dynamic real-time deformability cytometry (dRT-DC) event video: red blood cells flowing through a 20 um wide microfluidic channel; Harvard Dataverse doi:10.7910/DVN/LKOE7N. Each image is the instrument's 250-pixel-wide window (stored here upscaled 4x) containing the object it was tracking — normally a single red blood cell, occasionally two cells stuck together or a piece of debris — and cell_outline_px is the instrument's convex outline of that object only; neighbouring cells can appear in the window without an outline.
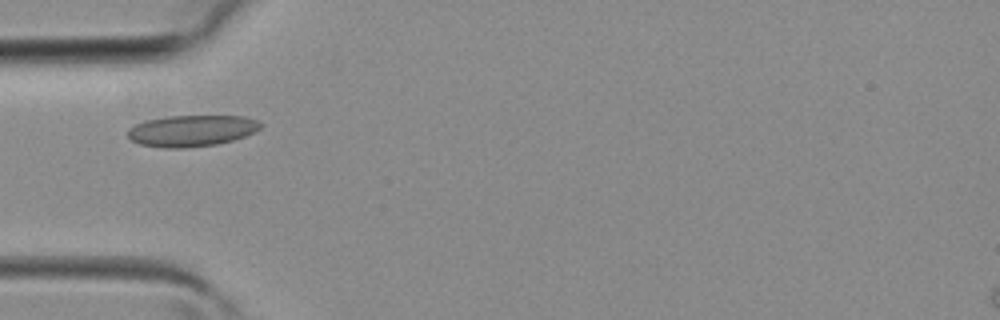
{"species": "common noctule bat (a hibernating species)", "species_latin": "Nyctalus noctula", "temperature_condition": "room temperature", "stored_images_in_passage": 27, "camera_frame_rate_fps": 3000, "um_per_image_px": 0.085, "animal": {"sex": "female", "body_mass_g": 19.3, "forearm_length_mm": 54.1}, "frame": {"image": 1, "passage_image": 2, "time_ms": 0.333, "image_size_px": [1000, 320], "cell_outline_px": [[264, 124], [260, 128], [244, 136], [232, 140], [216, 144], [184, 148], [164, 148], [140, 144], [132, 140], [128, 136], [128, 128], [136, 124], [148, 120], [168, 116], [244, 116], [256, 120]], "centroid_in_image_um": [16.29, 11.11], "position_along_channel_um": 68.7, "area_um2": 24.04}}
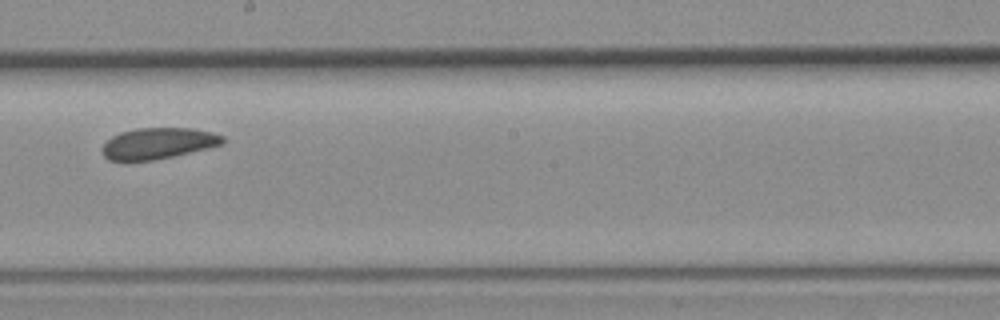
{"frame": {"image": 2, "passage_image": 12, "time_ms": 3.667, "image_size_px": [1000, 320], "cell_outline_px": [[224, 140], [220, 144], [172, 156], [152, 160], [108, 160], [104, 156], [104, 144], [112, 136], [120, 132], [136, 128], [192, 128], [212, 132], [224, 136]], "centroid_in_image_um": [13.42, 12.16], "position_along_channel_um": 234.8, "area_um2": 21.33}}
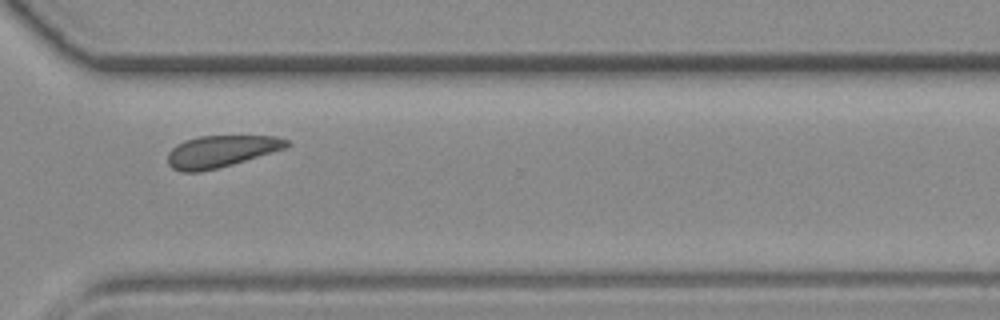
{"frame": {"image": 3, "passage_image": 19, "time_ms": 6.0, "image_size_px": [1000, 320], "cell_outline_px": [[292, 144], [288, 148], [220, 168], [200, 172], [180, 172], [172, 168], [168, 164], [168, 152], [176, 144], [184, 140], [200, 136], [276, 136], [288, 140]], "centroid_in_image_um": [18.8, 12.87], "position_along_channel_um": 351.8, "area_um2": 22.43}}